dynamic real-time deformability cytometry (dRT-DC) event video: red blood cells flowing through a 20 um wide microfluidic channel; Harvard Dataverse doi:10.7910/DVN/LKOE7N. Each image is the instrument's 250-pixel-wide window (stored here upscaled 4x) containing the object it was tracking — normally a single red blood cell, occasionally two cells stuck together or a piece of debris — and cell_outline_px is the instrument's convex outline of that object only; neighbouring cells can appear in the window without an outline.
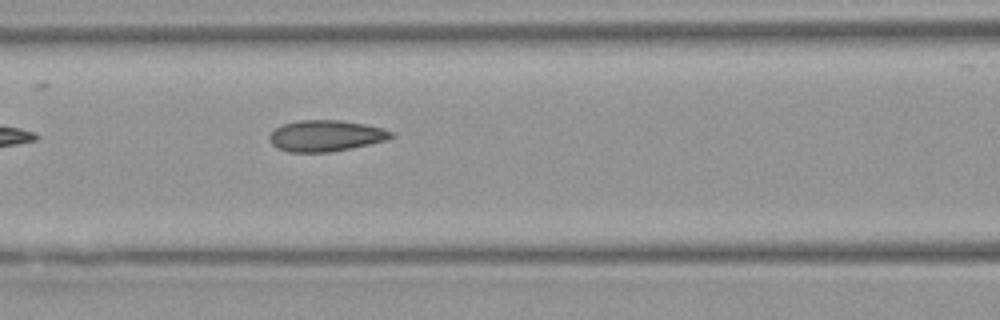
{"species": "Egyptian fruit bat (a non-hibernating species)", "species_latin": "Rousettus aegyptiacus", "temperature_condition": "warm", "stored_images_in_passage": 7, "segment_of_instrument_passage": [1, 2], "camera_frame_rate_fps": 3000, "um_per_image_px": 0.085, "animal": {"sex": "female"}, "frame": {"image": 1, "passage_image": 6, "time_ms": 7.0, "image_size_px": [1000, 320], "cell_outline_px": [[396, 136], [388, 140], [352, 148], [328, 152], [288, 152], [276, 148], [268, 140], [268, 136], [276, 128], [284, 124], [300, 120], [340, 120], [364, 124], [384, 128], [392, 132]], "centroid_in_image_um": [27.71, 11.55], "position_along_channel_um": 138.9, "area_um2": 22.25}}